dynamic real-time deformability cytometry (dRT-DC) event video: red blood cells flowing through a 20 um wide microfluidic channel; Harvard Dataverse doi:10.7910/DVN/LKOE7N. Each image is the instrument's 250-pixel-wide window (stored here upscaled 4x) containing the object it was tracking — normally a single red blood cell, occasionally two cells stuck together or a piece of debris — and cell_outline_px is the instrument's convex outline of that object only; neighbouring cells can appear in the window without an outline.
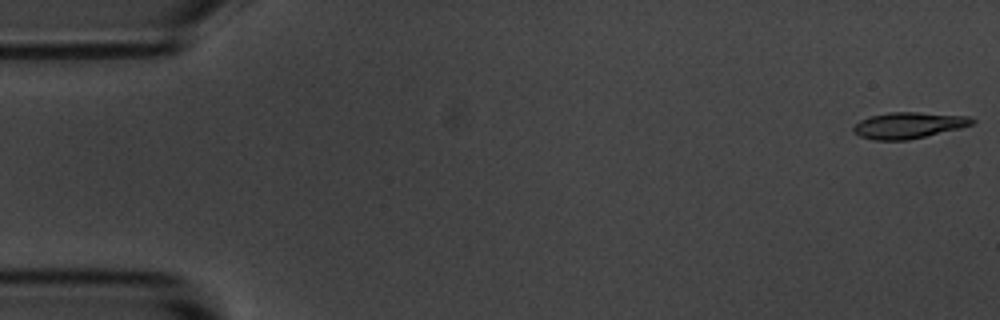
{"species": "common noctule bat (a hibernating species)", "species_latin": "Nyctalus noctula", "temperature_condition": "room temperature", "stored_images_in_passage": 5, "camera_frame_rate_fps": 3000, "um_per_image_px": 0.085, "animal": {"sex": "male", "body_mass_g": 20.1, "forearm_length_mm": 53.5}, "frame": {"image": 1, "passage_image": 1, "time_ms": 0.0, "image_size_px": [1000, 320], "cell_outline_px": [[976, 120], [972, 124], [960, 128], [908, 140], [876, 140], [860, 136], [852, 132], [852, 128], [860, 120], [872, 116], [888, 112], [916, 112], [968, 116]], "centroid_in_image_um": [77.21, 10.65], "position_along_channel_um": 7.8, "area_um2": 17.98}}
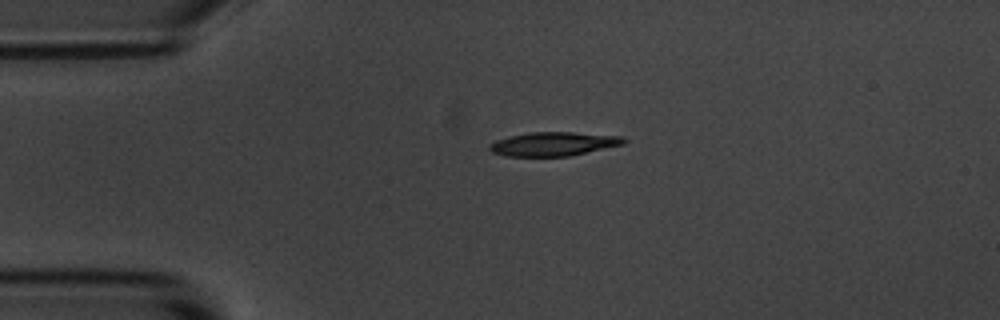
{"frame": {"image": 2, "passage_image": 4, "time_ms": 1.0, "image_size_px": [1000, 320], "cell_outline_px": [[628, 140], [624, 144], [568, 156], [504, 156], [492, 152], [488, 148], [488, 144], [496, 140], [508, 136], [528, 132], [572, 132], [624, 136]], "centroid_in_image_um": [47.03, 12.22], "position_along_channel_um": 38.0, "area_um2": 18.79}}